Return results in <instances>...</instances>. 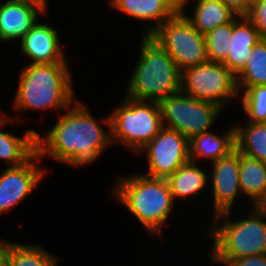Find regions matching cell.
I'll use <instances>...</instances> for the list:
<instances>
[{
    "mask_svg": "<svg viewBox=\"0 0 266 266\" xmlns=\"http://www.w3.org/2000/svg\"><path fill=\"white\" fill-rule=\"evenodd\" d=\"M208 179L206 171L201 170L193 161H188L166 178L173 200L200 194L201 190L208 185Z\"/></svg>",
    "mask_w": 266,
    "mask_h": 266,
    "instance_id": "obj_20",
    "label": "cell"
},
{
    "mask_svg": "<svg viewBox=\"0 0 266 266\" xmlns=\"http://www.w3.org/2000/svg\"><path fill=\"white\" fill-rule=\"evenodd\" d=\"M251 207L250 216L235 222L229 220L230 211L215 215L216 223L219 219L224 221L217 227L211 225L214 227L211 263L225 264L235 258L266 254V214Z\"/></svg>",
    "mask_w": 266,
    "mask_h": 266,
    "instance_id": "obj_5",
    "label": "cell"
},
{
    "mask_svg": "<svg viewBox=\"0 0 266 266\" xmlns=\"http://www.w3.org/2000/svg\"><path fill=\"white\" fill-rule=\"evenodd\" d=\"M192 26L205 35L219 25L232 22L238 14L219 0L196 3L192 18L183 13Z\"/></svg>",
    "mask_w": 266,
    "mask_h": 266,
    "instance_id": "obj_19",
    "label": "cell"
},
{
    "mask_svg": "<svg viewBox=\"0 0 266 266\" xmlns=\"http://www.w3.org/2000/svg\"><path fill=\"white\" fill-rule=\"evenodd\" d=\"M245 16L254 23L260 37L266 39V0L253 3Z\"/></svg>",
    "mask_w": 266,
    "mask_h": 266,
    "instance_id": "obj_27",
    "label": "cell"
},
{
    "mask_svg": "<svg viewBox=\"0 0 266 266\" xmlns=\"http://www.w3.org/2000/svg\"><path fill=\"white\" fill-rule=\"evenodd\" d=\"M229 129L221 137L211 132L193 136L189 140L190 161L197 164V159L201 157L214 162L234 151L236 149L235 127L232 126Z\"/></svg>",
    "mask_w": 266,
    "mask_h": 266,
    "instance_id": "obj_18",
    "label": "cell"
},
{
    "mask_svg": "<svg viewBox=\"0 0 266 266\" xmlns=\"http://www.w3.org/2000/svg\"><path fill=\"white\" fill-rule=\"evenodd\" d=\"M16 1H26L42 7L45 11L47 10V0H16Z\"/></svg>",
    "mask_w": 266,
    "mask_h": 266,
    "instance_id": "obj_33",
    "label": "cell"
},
{
    "mask_svg": "<svg viewBox=\"0 0 266 266\" xmlns=\"http://www.w3.org/2000/svg\"><path fill=\"white\" fill-rule=\"evenodd\" d=\"M11 243L0 239V266H8Z\"/></svg>",
    "mask_w": 266,
    "mask_h": 266,
    "instance_id": "obj_30",
    "label": "cell"
},
{
    "mask_svg": "<svg viewBox=\"0 0 266 266\" xmlns=\"http://www.w3.org/2000/svg\"><path fill=\"white\" fill-rule=\"evenodd\" d=\"M241 99L249 122L266 123V85L245 88Z\"/></svg>",
    "mask_w": 266,
    "mask_h": 266,
    "instance_id": "obj_26",
    "label": "cell"
},
{
    "mask_svg": "<svg viewBox=\"0 0 266 266\" xmlns=\"http://www.w3.org/2000/svg\"><path fill=\"white\" fill-rule=\"evenodd\" d=\"M233 21L219 25L205 34L208 60L223 63L228 56V45L232 39Z\"/></svg>",
    "mask_w": 266,
    "mask_h": 266,
    "instance_id": "obj_25",
    "label": "cell"
},
{
    "mask_svg": "<svg viewBox=\"0 0 266 266\" xmlns=\"http://www.w3.org/2000/svg\"><path fill=\"white\" fill-rule=\"evenodd\" d=\"M212 166L213 209H215L213 212L215 216L231 211L237 194H241L240 153L235 149L229 155L214 161Z\"/></svg>",
    "mask_w": 266,
    "mask_h": 266,
    "instance_id": "obj_12",
    "label": "cell"
},
{
    "mask_svg": "<svg viewBox=\"0 0 266 266\" xmlns=\"http://www.w3.org/2000/svg\"><path fill=\"white\" fill-rule=\"evenodd\" d=\"M37 152L24 164L7 167L0 175V214L11 211L38 186L46 169L39 166Z\"/></svg>",
    "mask_w": 266,
    "mask_h": 266,
    "instance_id": "obj_11",
    "label": "cell"
},
{
    "mask_svg": "<svg viewBox=\"0 0 266 266\" xmlns=\"http://www.w3.org/2000/svg\"><path fill=\"white\" fill-rule=\"evenodd\" d=\"M57 257L39 245L11 242L8 266H57Z\"/></svg>",
    "mask_w": 266,
    "mask_h": 266,
    "instance_id": "obj_24",
    "label": "cell"
},
{
    "mask_svg": "<svg viewBox=\"0 0 266 266\" xmlns=\"http://www.w3.org/2000/svg\"><path fill=\"white\" fill-rule=\"evenodd\" d=\"M225 266H266V254L228 260Z\"/></svg>",
    "mask_w": 266,
    "mask_h": 266,
    "instance_id": "obj_28",
    "label": "cell"
},
{
    "mask_svg": "<svg viewBox=\"0 0 266 266\" xmlns=\"http://www.w3.org/2000/svg\"><path fill=\"white\" fill-rule=\"evenodd\" d=\"M69 70L67 63L27 64L19 76L15 109L65 111L73 103L75 93Z\"/></svg>",
    "mask_w": 266,
    "mask_h": 266,
    "instance_id": "obj_2",
    "label": "cell"
},
{
    "mask_svg": "<svg viewBox=\"0 0 266 266\" xmlns=\"http://www.w3.org/2000/svg\"><path fill=\"white\" fill-rule=\"evenodd\" d=\"M58 35L56 29L37 21L20 40L21 52L32 60L29 64L67 63Z\"/></svg>",
    "mask_w": 266,
    "mask_h": 266,
    "instance_id": "obj_13",
    "label": "cell"
},
{
    "mask_svg": "<svg viewBox=\"0 0 266 266\" xmlns=\"http://www.w3.org/2000/svg\"><path fill=\"white\" fill-rule=\"evenodd\" d=\"M45 10L26 1L7 0L0 5V41L22 39Z\"/></svg>",
    "mask_w": 266,
    "mask_h": 266,
    "instance_id": "obj_14",
    "label": "cell"
},
{
    "mask_svg": "<svg viewBox=\"0 0 266 266\" xmlns=\"http://www.w3.org/2000/svg\"><path fill=\"white\" fill-rule=\"evenodd\" d=\"M150 37L173 59L180 71L208 62L205 36L180 12L164 22Z\"/></svg>",
    "mask_w": 266,
    "mask_h": 266,
    "instance_id": "obj_7",
    "label": "cell"
},
{
    "mask_svg": "<svg viewBox=\"0 0 266 266\" xmlns=\"http://www.w3.org/2000/svg\"><path fill=\"white\" fill-rule=\"evenodd\" d=\"M140 56L126 96L159 102L181 92L182 72L170 55L150 36H142Z\"/></svg>",
    "mask_w": 266,
    "mask_h": 266,
    "instance_id": "obj_4",
    "label": "cell"
},
{
    "mask_svg": "<svg viewBox=\"0 0 266 266\" xmlns=\"http://www.w3.org/2000/svg\"><path fill=\"white\" fill-rule=\"evenodd\" d=\"M256 209H258L260 212H263L266 214V190L262 197L259 199V201L254 205Z\"/></svg>",
    "mask_w": 266,
    "mask_h": 266,
    "instance_id": "obj_31",
    "label": "cell"
},
{
    "mask_svg": "<svg viewBox=\"0 0 266 266\" xmlns=\"http://www.w3.org/2000/svg\"><path fill=\"white\" fill-rule=\"evenodd\" d=\"M112 7L138 20L153 21L144 36H150L178 11L173 0H110Z\"/></svg>",
    "mask_w": 266,
    "mask_h": 266,
    "instance_id": "obj_16",
    "label": "cell"
},
{
    "mask_svg": "<svg viewBox=\"0 0 266 266\" xmlns=\"http://www.w3.org/2000/svg\"><path fill=\"white\" fill-rule=\"evenodd\" d=\"M163 127L176 130L189 140L209 132L223 108L183 94L161 99L159 102Z\"/></svg>",
    "mask_w": 266,
    "mask_h": 266,
    "instance_id": "obj_8",
    "label": "cell"
},
{
    "mask_svg": "<svg viewBox=\"0 0 266 266\" xmlns=\"http://www.w3.org/2000/svg\"><path fill=\"white\" fill-rule=\"evenodd\" d=\"M146 152V176L167 178L190 161L189 139L180 132L163 127L139 153Z\"/></svg>",
    "mask_w": 266,
    "mask_h": 266,
    "instance_id": "obj_10",
    "label": "cell"
},
{
    "mask_svg": "<svg viewBox=\"0 0 266 266\" xmlns=\"http://www.w3.org/2000/svg\"><path fill=\"white\" fill-rule=\"evenodd\" d=\"M236 150L250 158L266 163V123L234 125Z\"/></svg>",
    "mask_w": 266,
    "mask_h": 266,
    "instance_id": "obj_22",
    "label": "cell"
},
{
    "mask_svg": "<svg viewBox=\"0 0 266 266\" xmlns=\"http://www.w3.org/2000/svg\"><path fill=\"white\" fill-rule=\"evenodd\" d=\"M0 111V127L16 120L6 118ZM18 137L13 134L3 132L0 129V160H4L7 167H16L26 163L36 152L37 131L28 129Z\"/></svg>",
    "mask_w": 266,
    "mask_h": 266,
    "instance_id": "obj_17",
    "label": "cell"
},
{
    "mask_svg": "<svg viewBox=\"0 0 266 266\" xmlns=\"http://www.w3.org/2000/svg\"><path fill=\"white\" fill-rule=\"evenodd\" d=\"M109 116L113 146L123 143L136 154L163 128L160 106L156 101L126 96L122 105Z\"/></svg>",
    "mask_w": 266,
    "mask_h": 266,
    "instance_id": "obj_6",
    "label": "cell"
},
{
    "mask_svg": "<svg viewBox=\"0 0 266 266\" xmlns=\"http://www.w3.org/2000/svg\"><path fill=\"white\" fill-rule=\"evenodd\" d=\"M240 16L248 13V0H219Z\"/></svg>",
    "mask_w": 266,
    "mask_h": 266,
    "instance_id": "obj_29",
    "label": "cell"
},
{
    "mask_svg": "<svg viewBox=\"0 0 266 266\" xmlns=\"http://www.w3.org/2000/svg\"><path fill=\"white\" fill-rule=\"evenodd\" d=\"M75 102V103H74ZM65 113L59 114L57 122L47 135L37 132V154L50 156L58 162L74 167L96 160L111 141L110 116L104 118L109 129L105 131L83 103L74 101Z\"/></svg>",
    "mask_w": 266,
    "mask_h": 266,
    "instance_id": "obj_1",
    "label": "cell"
},
{
    "mask_svg": "<svg viewBox=\"0 0 266 266\" xmlns=\"http://www.w3.org/2000/svg\"><path fill=\"white\" fill-rule=\"evenodd\" d=\"M118 180L112 188V197L126 206L149 234L161 235L163 224L175 204L166 178L139 173Z\"/></svg>",
    "mask_w": 266,
    "mask_h": 266,
    "instance_id": "obj_3",
    "label": "cell"
},
{
    "mask_svg": "<svg viewBox=\"0 0 266 266\" xmlns=\"http://www.w3.org/2000/svg\"><path fill=\"white\" fill-rule=\"evenodd\" d=\"M191 0H176L175 5L177 8V11L180 13H184V9H186L185 5H187V2H189ZM203 1H207V0H196L197 3L203 2Z\"/></svg>",
    "mask_w": 266,
    "mask_h": 266,
    "instance_id": "obj_32",
    "label": "cell"
},
{
    "mask_svg": "<svg viewBox=\"0 0 266 266\" xmlns=\"http://www.w3.org/2000/svg\"><path fill=\"white\" fill-rule=\"evenodd\" d=\"M238 93L240 89L266 85V39L261 38L252 48L242 73L236 78ZM242 86V87H241Z\"/></svg>",
    "mask_w": 266,
    "mask_h": 266,
    "instance_id": "obj_23",
    "label": "cell"
},
{
    "mask_svg": "<svg viewBox=\"0 0 266 266\" xmlns=\"http://www.w3.org/2000/svg\"><path fill=\"white\" fill-rule=\"evenodd\" d=\"M261 0H248V11L250 9V6L253 4V3H256V2H259Z\"/></svg>",
    "mask_w": 266,
    "mask_h": 266,
    "instance_id": "obj_34",
    "label": "cell"
},
{
    "mask_svg": "<svg viewBox=\"0 0 266 266\" xmlns=\"http://www.w3.org/2000/svg\"><path fill=\"white\" fill-rule=\"evenodd\" d=\"M239 182L242 194L253 199V206L266 190V163L240 153Z\"/></svg>",
    "mask_w": 266,
    "mask_h": 266,
    "instance_id": "obj_21",
    "label": "cell"
},
{
    "mask_svg": "<svg viewBox=\"0 0 266 266\" xmlns=\"http://www.w3.org/2000/svg\"><path fill=\"white\" fill-rule=\"evenodd\" d=\"M181 92L221 108L239 95L236 77L224 64L211 61L182 71Z\"/></svg>",
    "mask_w": 266,
    "mask_h": 266,
    "instance_id": "obj_9",
    "label": "cell"
},
{
    "mask_svg": "<svg viewBox=\"0 0 266 266\" xmlns=\"http://www.w3.org/2000/svg\"><path fill=\"white\" fill-rule=\"evenodd\" d=\"M261 39L254 23L246 16L238 15L233 20L232 39L228 45V56L224 64L237 78L245 68L251 50Z\"/></svg>",
    "mask_w": 266,
    "mask_h": 266,
    "instance_id": "obj_15",
    "label": "cell"
}]
</instances>
